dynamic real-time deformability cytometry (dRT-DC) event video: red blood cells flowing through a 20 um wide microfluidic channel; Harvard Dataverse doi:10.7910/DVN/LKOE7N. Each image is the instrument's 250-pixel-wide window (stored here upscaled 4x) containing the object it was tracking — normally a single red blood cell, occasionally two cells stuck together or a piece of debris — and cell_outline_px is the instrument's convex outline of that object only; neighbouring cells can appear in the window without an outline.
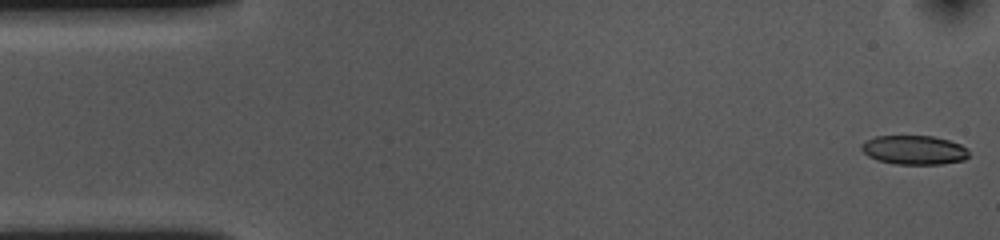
{"species": "common noctule bat (a hibernating species)", "species_latin": "Nyctalus noctula", "temperature_condition": "cold", "stored_images_in_passage": 54, "camera_frame_rate_fps": 3000, "um_per_image_px": 0.085, "animal": {"sex": "female", "body_mass_g": 10.0, "forearm_length_mm": 53.1}, "frame": {"image": 1, "passage_image": 1, "time_ms": 0.0, "image_size_px": [1000, 240], "cell_outline_px": [[968, 156], [964, 160], [940, 164], [896, 164], [876, 160], [868, 156], [860, 148], [860, 144], [876, 136], [932, 136], [948, 140], [960, 144], [968, 148]], "centroid_in_image_um": [77.69, 12.75], "position_along_channel_um": 7.3, "area_um2": 18.21}}
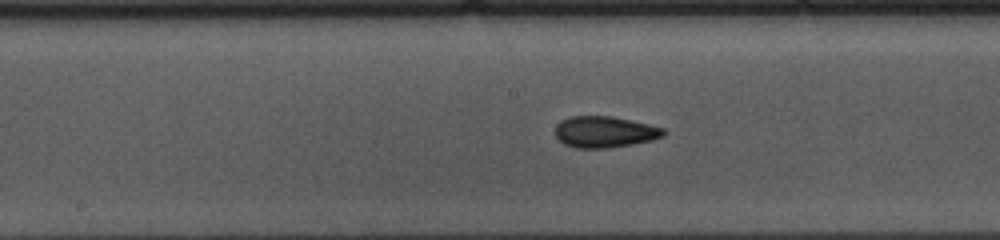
{"frame": {"image": 2, "passage_image": 26, "time_ms": 8.333, "image_size_px": [1000, 240], "cell_outline_px": [[668, 132], [664, 136], [652, 140], [632, 144], [608, 148], [576, 148], [564, 144], [556, 136], [556, 124], [560, 120], [572, 116], [612, 116], [632, 120], [664, 128]], "centroid_in_image_um": [51.42, 11.21], "position_along_channel_um": 196.8, "area_um2": 19.88}}
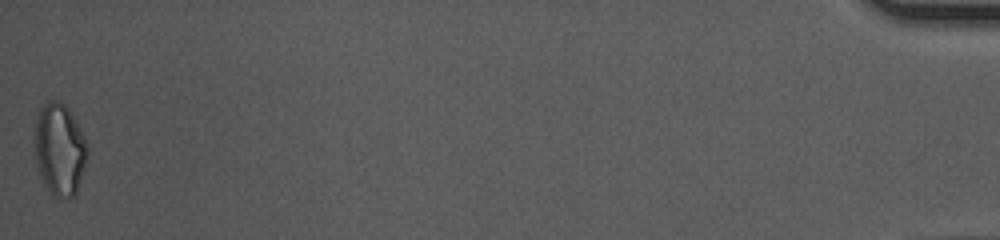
{"frame": {"image": 3, "passage_image": 54, "time_ms": 17.667, "image_size_px": [1000, 240], "cell_outline_px": [[88, 156], [76, 192], [72, 196], [60, 200], [52, 196], [36, 164], [32, 140], [36, 116], [40, 108], [48, 100], [60, 100], [68, 108], [80, 128], [84, 136], [88, 148]], "centroid_in_image_um": [5.04, 12.66], "position_along_channel_um": 430.2, "area_um2": 28.73}, "authors_computed_cell_mechanics": {"area_um2": 19.5075, "velocity_mm_per_s": 3.6125, "shape_relaxation_time_tau1_ms": 7.7048, "shape_relaxation_time_tau2_ms": 3.0771, "deformation_change_tau1": 0.1425, "deformation_change_tau2": 0.088}}